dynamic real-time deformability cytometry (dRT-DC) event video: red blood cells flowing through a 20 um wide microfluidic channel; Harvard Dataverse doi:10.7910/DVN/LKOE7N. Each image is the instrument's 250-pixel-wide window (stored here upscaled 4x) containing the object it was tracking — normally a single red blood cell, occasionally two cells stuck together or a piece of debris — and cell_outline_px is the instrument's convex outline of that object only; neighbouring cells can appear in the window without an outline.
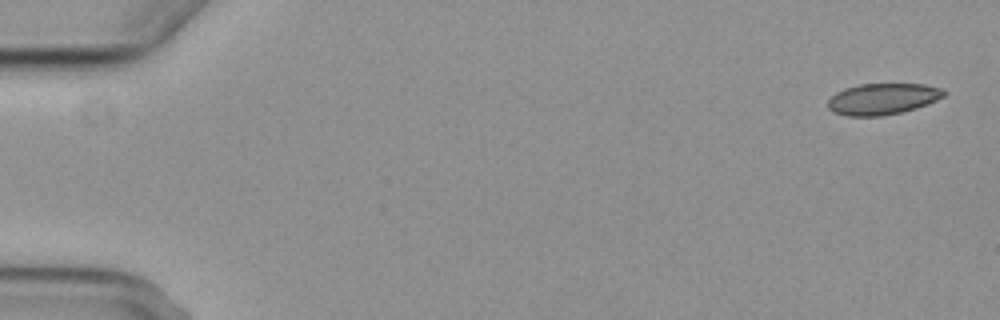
{"species": "common noctule bat (a hibernating species)", "species_latin": "Nyctalus noctula", "temperature_condition": "cold", "stored_images_in_passage": 3, "camera_frame_rate_fps": 3000, "um_per_image_px": 0.085, "animal": {"sex": "female", "body_mass_g": 29.2, "forearm_length_mm": 56.3}, "frame": {"image": 1, "passage_image": 1, "time_ms": 0.0, "image_size_px": [1000, 320], "cell_outline_px": [[948, 92], [944, 96], [936, 100], [916, 108], [900, 112], [880, 116], [848, 116], [832, 112], [828, 108], [828, 100], [836, 92], [844, 88], [860, 84], [924, 84], [944, 88]], "centroid_in_image_um": [75.03, 8.4], "position_along_channel_um": 10.0, "area_um2": 21.21}}